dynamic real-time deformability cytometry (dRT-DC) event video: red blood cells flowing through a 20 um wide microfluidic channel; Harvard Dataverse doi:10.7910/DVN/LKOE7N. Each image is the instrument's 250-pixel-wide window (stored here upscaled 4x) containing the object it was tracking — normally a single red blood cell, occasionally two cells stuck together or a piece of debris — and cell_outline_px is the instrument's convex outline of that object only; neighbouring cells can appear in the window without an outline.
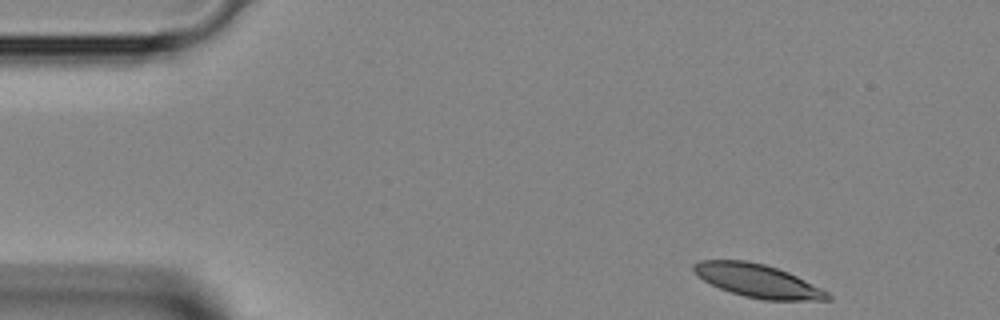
{"species": "Egyptian fruit bat (a non-hibernating species)", "species_latin": "Rousettus aegyptiacus", "temperature_condition": "room temperature", "stored_images_in_passage": 42, "segment_of_instrument_passage": [1, 2], "camera_frame_rate_fps": 3000, "um_per_image_px": 0.085, "animal": {"sex": "female"}, "frame": {"image": 1, "passage_image": 1, "time_ms": 0.0, "image_size_px": [1000, 320], "cell_outline_px": [[832, 300], [764, 300], [744, 296], [720, 288], [696, 276], [692, 272], [692, 264], [700, 260], [748, 260], [764, 264], [788, 272], [828, 292], [832, 296]], "centroid_in_image_um": [64.37, 23.86], "position_along_channel_um": 20.6, "area_um2": 25.84}}
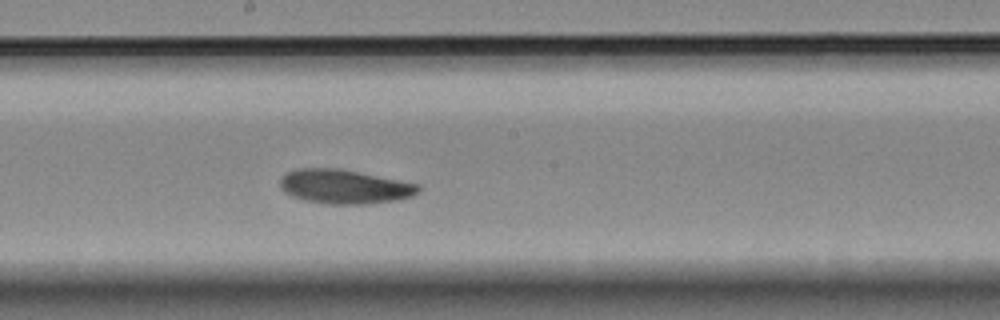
{"frame": {"image": 2, "passage_image": 20, "time_ms": 6.333, "image_size_px": [1000, 320], "cell_outline_px": [[420, 192], [412, 196], [396, 200], [364, 204], [328, 204], [304, 200], [292, 196], [284, 192], [280, 188], [280, 180], [288, 172], [296, 168], [340, 168], [420, 184]], "centroid_in_image_um": [29.28, 15.86], "position_along_channel_um": 218.9, "area_um2": 27.63}}
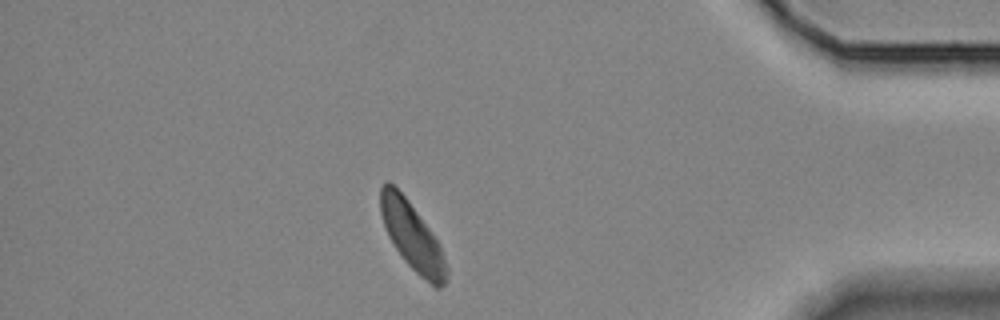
{"frame": {"image": 3, "passage_image": 35, "time_ms": 11.333, "image_size_px": [1000, 320], "cell_outline_px": [[448, 280], [440, 288], [436, 288], [420, 276], [404, 260], [388, 236], [380, 212], [380, 188], [384, 180], [388, 180], [408, 200], [440, 244], [448, 268]], "centroid_in_image_um": [35.05, 20.1], "position_along_channel_um": 400.2, "area_um2": 25.84}}